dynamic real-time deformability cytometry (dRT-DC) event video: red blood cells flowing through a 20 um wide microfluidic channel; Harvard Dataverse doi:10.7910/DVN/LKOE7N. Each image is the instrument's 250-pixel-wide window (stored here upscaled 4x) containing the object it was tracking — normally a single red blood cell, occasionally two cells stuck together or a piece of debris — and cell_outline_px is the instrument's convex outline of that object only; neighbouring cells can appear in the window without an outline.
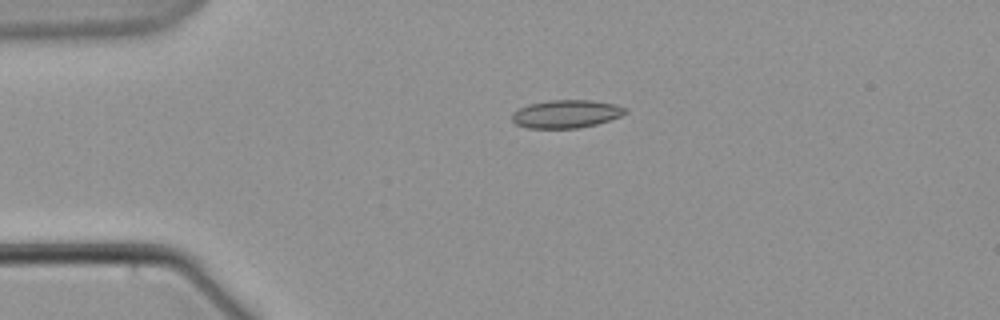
{"species": "common noctule bat (a hibernating species)", "species_latin": "Nyctalus noctula", "temperature_condition": "warm", "stored_images_in_passage": 7, "camera_frame_rate_fps": 3000, "um_per_image_px": 0.085, "animal": {"sex": "male", "body_mass_g": 21.5, "forearm_length_mm": 52.0}, "frame": {"image": 1, "passage_image": 5, "time_ms": 4.667, "image_size_px": [1000, 320], "cell_outline_px": [[628, 112], [620, 116], [596, 124], [576, 128], [528, 128], [516, 124], [512, 120], [512, 112], [528, 104], [548, 100], [592, 100], [616, 104], [628, 108]], "centroid_in_image_um": [48.13, 9.67], "position_along_channel_um": 36.9, "area_um2": 18.55}}
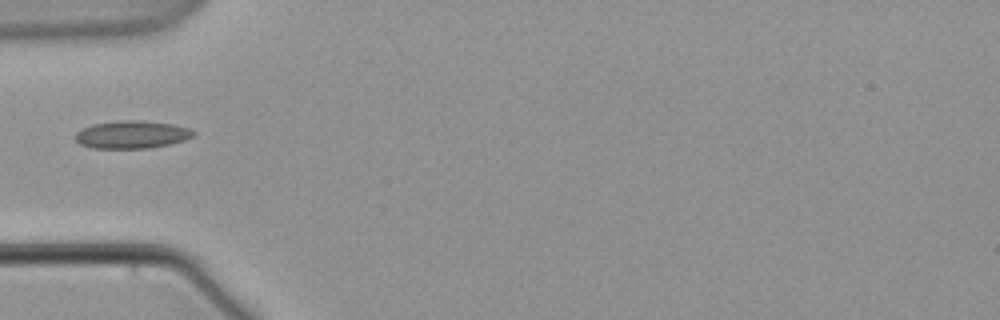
{"frame": {"image": 2, "passage_image": 7, "time_ms": 7.0, "image_size_px": [1000, 320], "cell_outline_px": [[196, 132], [192, 136], [184, 140], [168, 144], [148, 148], [92, 148], [80, 144], [76, 140], [76, 132], [92, 124], [116, 120], [140, 120], [172, 124], [188, 128]], "centroid_in_image_um": [11.18, 11.43], "position_along_channel_um": 73.8, "area_um2": 18.96}}